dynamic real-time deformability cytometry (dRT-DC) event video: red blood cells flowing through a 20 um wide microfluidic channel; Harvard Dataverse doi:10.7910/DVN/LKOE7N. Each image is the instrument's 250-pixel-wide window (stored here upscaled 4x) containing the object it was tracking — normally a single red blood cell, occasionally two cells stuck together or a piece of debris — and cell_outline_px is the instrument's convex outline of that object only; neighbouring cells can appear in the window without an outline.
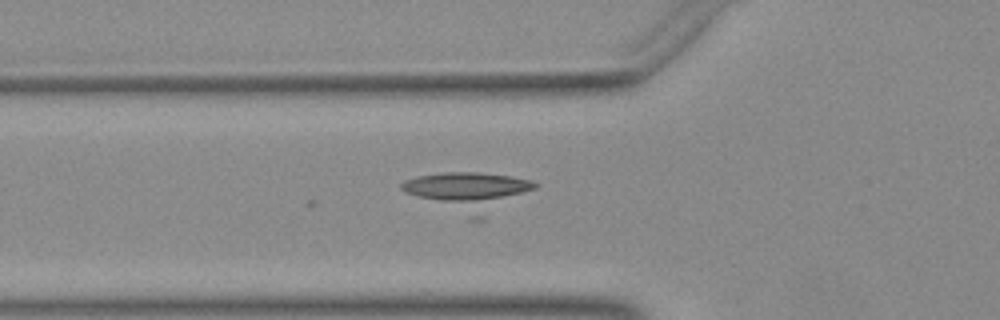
{"species": "Egyptian fruit bat (a non-hibernating species)", "species_latin": "Rousettus aegyptiacus", "temperature_condition": "warm", "stored_images_in_passage": 32, "camera_frame_rate_fps": 3000, "um_per_image_px": 0.085, "animal": {"sex": "female"}, "frame": {"image": 1, "passage_image": 18, "time_ms": 5.667, "image_size_px": [1000, 320], "cell_outline_px": [[540, 184], [536, 188], [484, 220], [468, 220], [404, 192], [400, 188], [400, 184], [404, 180], [416, 176], [444, 172], [476, 172], [508, 176], [532, 180]], "centroid_in_image_um": [39.82, 16.33], "position_along_channel_um": 86.0, "area_um2": 30.92}}
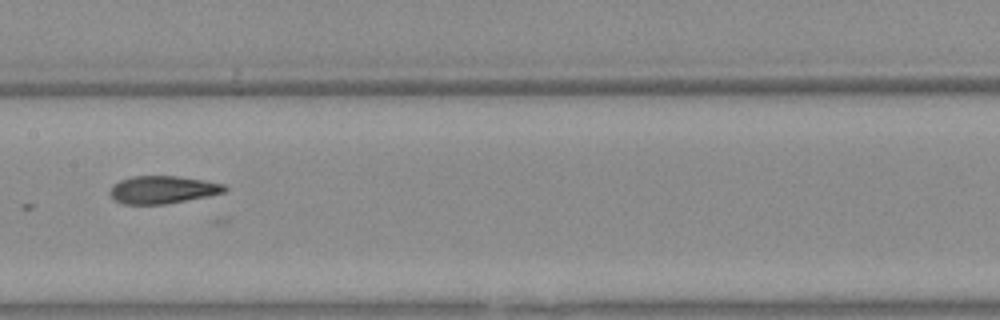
{"frame": {"image": 2, "passage_image": 26, "time_ms": 8.333, "image_size_px": [1000, 320], "cell_outline_px": [[228, 188], [224, 192], [208, 196], [164, 204], [124, 204], [116, 200], [108, 192], [112, 184], [120, 180], [132, 176], [180, 176], [204, 180], [224, 184]], "centroid_in_image_um": [13.81, 16.11], "position_along_channel_um": 193.6, "area_um2": 18.5}}